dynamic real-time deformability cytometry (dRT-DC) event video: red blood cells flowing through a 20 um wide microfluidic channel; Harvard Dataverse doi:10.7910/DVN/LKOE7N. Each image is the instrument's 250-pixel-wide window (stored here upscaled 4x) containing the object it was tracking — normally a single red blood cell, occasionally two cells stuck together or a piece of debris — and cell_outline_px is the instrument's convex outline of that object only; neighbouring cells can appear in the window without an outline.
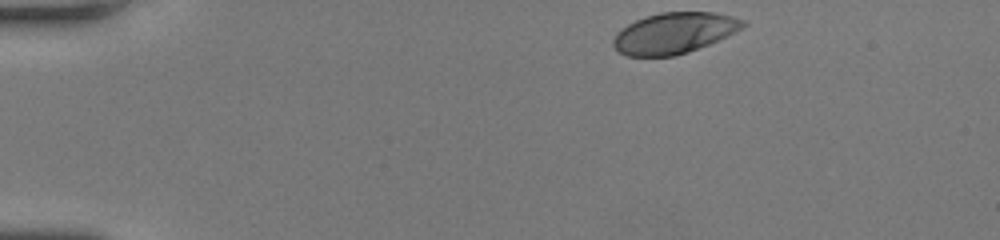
{"species": "human", "species_latin": "Homo sapiens", "temperature_condition": "room temperature", "stored_images_in_passage": 42, "camera_frame_rate_fps": 3000, "um_per_image_px": 0.085, "donor": {"sex": "female"}, "frame": {"image": 1, "passage_image": 1, "time_ms": 0.0, "image_size_px": [1000, 240], "cell_outline_px": [[748, 24], [708, 44], [688, 52], [676, 56], [628, 56], [620, 52], [612, 44], [612, 40], [616, 32], [628, 24], [644, 16], [660, 12], [716, 12], [732, 16], [744, 20]], "centroid_in_image_um": [57.26, 2.8], "position_along_channel_um": 27.7, "area_um2": 30.69}}
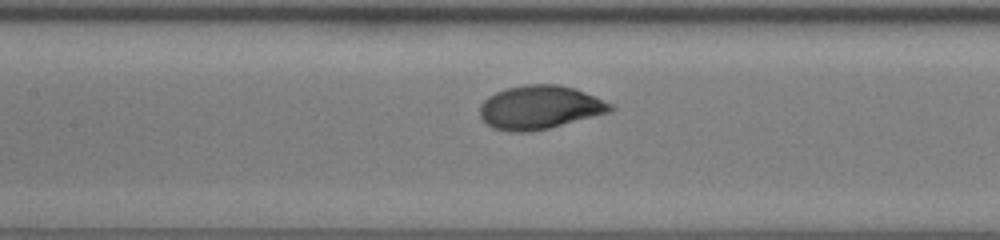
{"frame": {"image": 2, "passage_image": 17, "time_ms": 5.333, "image_size_px": [1000, 240], "cell_outline_px": [[616, 108], [612, 112], [548, 128], [528, 132], [508, 132], [492, 128], [480, 116], [480, 104], [488, 96], [496, 92], [508, 88], [524, 84], [556, 84], [572, 88], [584, 92], [612, 104]], "centroid_in_image_um": [45.87, 9.13], "position_along_channel_um": 161.5, "area_um2": 33.12}}
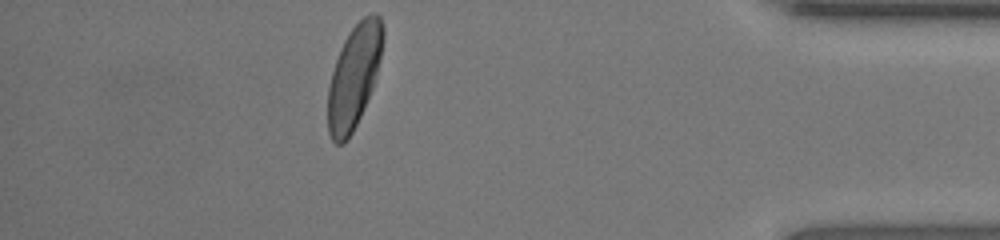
{"frame": {"image": 3, "passage_image": 37, "time_ms": 12.0, "image_size_px": [1000, 240], "cell_outline_px": [[384, 36], [380, 60], [376, 76], [372, 88], [360, 116], [352, 132], [344, 144], [336, 144], [332, 140], [328, 132], [328, 88], [332, 72], [340, 48], [344, 40], [352, 28], [368, 12], [376, 12], [380, 16], [384, 28]], "centroid_in_image_um": [30.1, 6.46], "position_along_channel_um": 405.1, "area_um2": 33.0}, "authors_computed_cell_mechanics": {"area_um2": 32.3391, "velocity_mm_per_s": 4.2494, "shape_relaxation_time_tau1_ms": 1.9648, "shape_relaxation_time_tau2_ms": null, "deformation_change_tau1": 0.1317, "deformation_change_tau2": null}}